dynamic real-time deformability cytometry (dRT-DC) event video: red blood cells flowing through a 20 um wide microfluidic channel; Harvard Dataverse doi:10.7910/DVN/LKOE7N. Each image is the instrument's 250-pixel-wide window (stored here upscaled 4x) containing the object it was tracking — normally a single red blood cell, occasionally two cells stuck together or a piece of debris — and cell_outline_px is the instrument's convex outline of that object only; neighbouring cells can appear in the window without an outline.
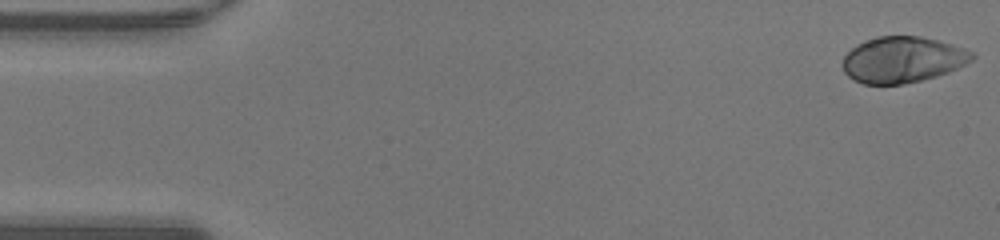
{"species": "human", "species_latin": "Homo sapiens", "temperature_condition": "warm", "stored_images_in_passage": 48, "camera_frame_rate_fps": 3000, "um_per_image_px": 0.085, "donor": {"sex": "male"}, "frame": {"image": 1, "passage_image": 1, "time_ms": 0.0, "image_size_px": [1000, 240], "cell_outline_px": [[976, 56], [972, 60], [948, 72], [936, 76], [904, 84], [864, 84], [852, 80], [844, 72], [840, 64], [844, 56], [856, 44], [864, 40], [876, 36], [920, 36], [952, 44], [976, 52]], "centroid_in_image_um": [76.69, 5.07], "position_along_channel_um": 8.3, "area_um2": 34.97}}
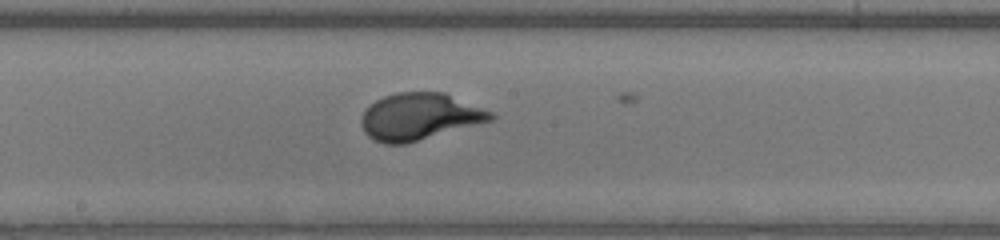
{"frame": {"image": 2, "passage_image": 25, "time_ms": 8.0, "image_size_px": [1000, 240], "cell_outline_px": [[496, 116], [492, 120], [404, 144], [384, 144], [368, 136], [364, 132], [360, 124], [360, 120], [364, 108], [376, 100], [384, 96], [396, 92], [444, 92], [492, 112]], "centroid_in_image_um": [35.6, 9.9], "position_along_channel_um": 212.6, "area_um2": 35.2}}
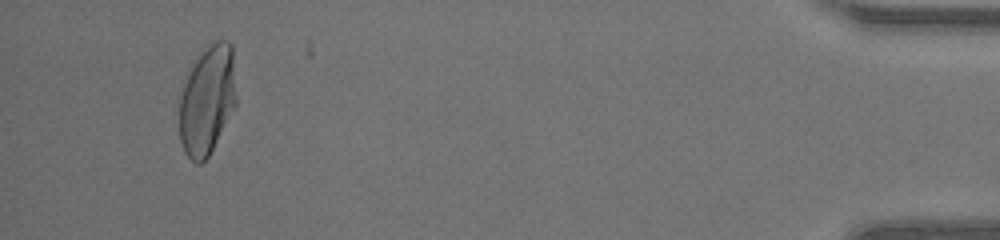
{"frame": {"image": 3, "passage_image": 45, "time_ms": 14.667, "image_size_px": [1000, 240], "cell_outline_px": [[236, 104], [208, 156], [200, 164], [196, 164], [184, 152], [180, 140], [180, 84], [192, 60], [200, 48], [204, 44], [212, 40], [228, 40], [232, 44], [236, 96]], "centroid_in_image_um": [17.57, 8.37], "position_along_channel_um": 417.6, "area_um2": 37.22}, "authors_computed_cell_mechanics": {"area_um2": 34.7378, "velocity_mm_per_s": 4.2995, "shape_relaxation_time_tau1_ms": 2.914, "shape_relaxation_time_tau2_ms": null, "deformation_change_tau1": 0.2052, "deformation_change_tau2": null}}